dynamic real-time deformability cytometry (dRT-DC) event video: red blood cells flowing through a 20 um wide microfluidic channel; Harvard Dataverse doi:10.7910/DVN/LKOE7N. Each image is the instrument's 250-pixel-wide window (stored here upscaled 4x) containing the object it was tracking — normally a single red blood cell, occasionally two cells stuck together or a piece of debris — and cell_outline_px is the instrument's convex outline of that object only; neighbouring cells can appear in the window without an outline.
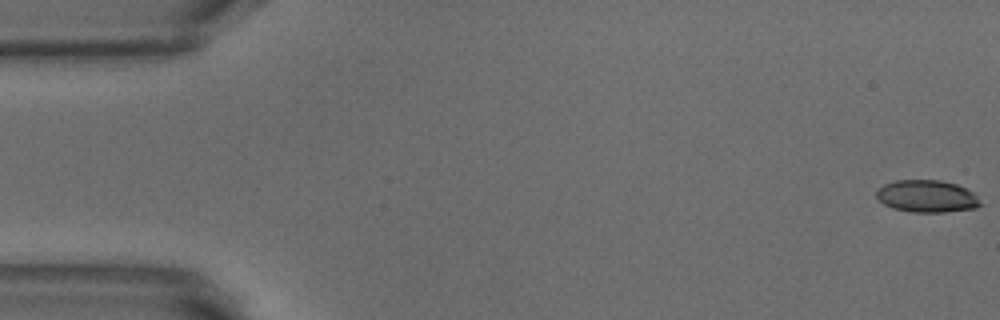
{"species": "common noctule bat (a hibernating species)", "species_latin": "Nyctalus noctula", "temperature_condition": "warm", "stored_images_in_passage": 52, "camera_frame_rate_fps": 3000, "um_per_image_px": 0.085, "animal": {"sex": "male", "body_mass_g": 18.8}, "frame": {"image": 1, "passage_image": 1, "time_ms": 0.0, "image_size_px": [1000, 320], "cell_outline_px": [[984, 204], [976, 208], [944, 212], [912, 212], [892, 208], [884, 204], [876, 196], [876, 192], [884, 184], [896, 180], [940, 180], [956, 184], [972, 192]], "centroid_in_image_um": [78.8, 16.69], "position_along_channel_um": 6.2, "area_um2": 19.48}}
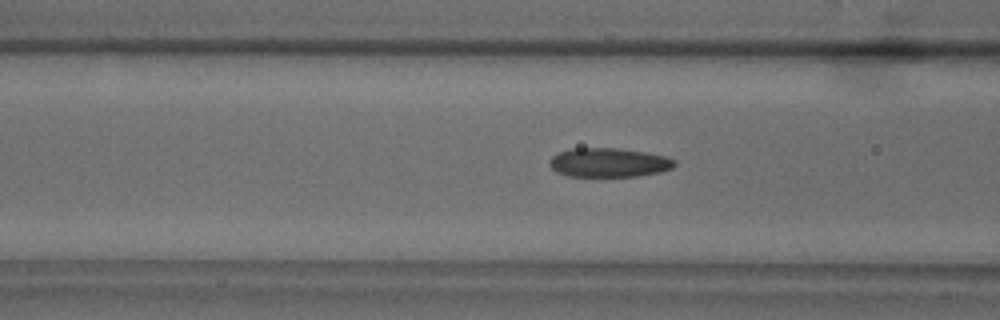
{"frame": {"image": 2, "passage_image": 20, "time_ms": 6.333, "image_size_px": [1000, 320], "cell_outline_px": [[676, 164], [672, 168], [660, 172], [640, 176], [568, 176], [556, 172], [548, 164], [548, 160], [552, 156], [560, 152], [572, 148], [616, 148], [644, 152], [664, 156], [676, 160]], "centroid_in_image_um": [51.73, 13.82], "position_along_channel_um": 114.9, "area_um2": 21.21}}
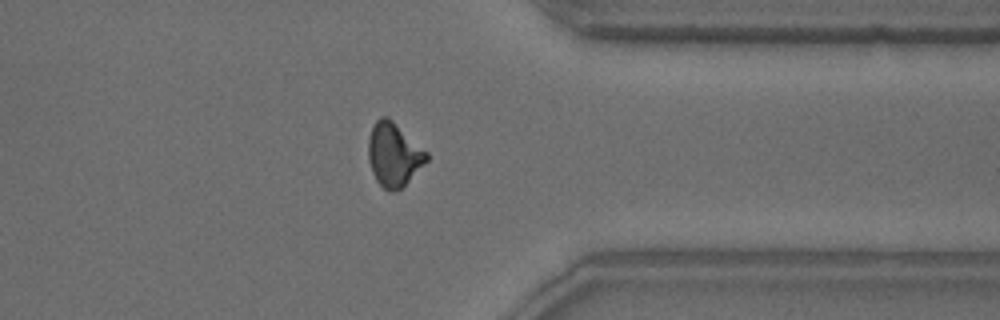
{"frame": {"image": 3, "passage_image": 41, "time_ms": 13.333, "image_size_px": [1000, 320], "cell_outline_px": [[428, 160], [400, 188], [392, 192], [388, 192], [376, 180], [372, 172], [368, 160], [368, 140], [372, 128], [376, 120], [380, 116], [388, 116], [428, 152]], "centroid_in_image_um": [33.45, 13.12], "position_along_channel_um": 377.9, "area_um2": 21.44}, "authors_computed_cell_mechanics": {"area_um2": 20.9236, "velocity_mm_per_s": 3.8654, "shape_relaxation_time_tau1_ms": 7.0202, "shape_relaxation_time_tau2_ms": 2.286, "deformation_change_tau1": 0.174, "deformation_change_tau2": 0.0822}}